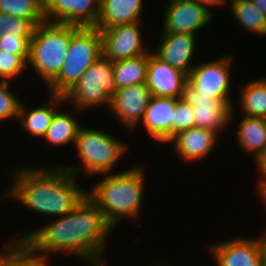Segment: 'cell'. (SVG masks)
<instances>
[{
  "mask_svg": "<svg viewBox=\"0 0 266 266\" xmlns=\"http://www.w3.org/2000/svg\"><path fill=\"white\" fill-rule=\"evenodd\" d=\"M71 40V24L44 21L35 27L27 68L34 69L47 86L65 62Z\"/></svg>",
  "mask_w": 266,
  "mask_h": 266,
  "instance_id": "obj_5",
  "label": "cell"
},
{
  "mask_svg": "<svg viewBox=\"0 0 266 266\" xmlns=\"http://www.w3.org/2000/svg\"><path fill=\"white\" fill-rule=\"evenodd\" d=\"M188 1L199 2L201 4L206 5L209 9L210 7H213V6L215 8V7H221L225 5V0H188Z\"/></svg>",
  "mask_w": 266,
  "mask_h": 266,
  "instance_id": "obj_34",
  "label": "cell"
},
{
  "mask_svg": "<svg viewBox=\"0 0 266 266\" xmlns=\"http://www.w3.org/2000/svg\"><path fill=\"white\" fill-rule=\"evenodd\" d=\"M35 27L29 20L7 15V35H16L18 38H32Z\"/></svg>",
  "mask_w": 266,
  "mask_h": 266,
  "instance_id": "obj_32",
  "label": "cell"
},
{
  "mask_svg": "<svg viewBox=\"0 0 266 266\" xmlns=\"http://www.w3.org/2000/svg\"><path fill=\"white\" fill-rule=\"evenodd\" d=\"M27 63L18 55L0 51V81H10L23 75ZM21 74V75H20Z\"/></svg>",
  "mask_w": 266,
  "mask_h": 266,
  "instance_id": "obj_29",
  "label": "cell"
},
{
  "mask_svg": "<svg viewBox=\"0 0 266 266\" xmlns=\"http://www.w3.org/2000/svg\"><path fill=\"white\" fill-rule=\"evenodd\" d=\"M73 146L81 163L79 166L68 164L65 168L77 177L82 172L85 176L112 173L111 170L129 149L126 142L114 138L109 132L84 126H81Z\"/></svg>",
  "mask_w": 266,
  "mask_h": 266,
  "instance_id": "obj_4",
  "label": "cell"
},
{
  "mask_svg": "<svg viewBox=\"0 0 266 266\" xmlns=\"http://www.w3.org/2000/svg\"><path fill=\"white\" fill-rule=\"evenodd\" d=\"M236 131L237 144L244 152L253 153L256 161L266 151V119L243 116Z\"/></svg>",
  "mask_w": 266,
  "mask_h": 266,
  "instance_id": "obj_21",
  "label": "cell"
},
{
  "mask_svg": "<svg viewBox=\"0 0 266 266\" xmlns=\"http://www.w3.org/2000/svg\"><path fill=\"white\" fill-rule=\"evenodd\" d=\"M144 168L137 165L118 173L102 174L104 179L95 182L89 191L87 189V196L100 208L114 230L124 219L141 217L146 182Z\"/></svg>",
  "mask_w": 266,
  "mask_h": 266,
  "instance_id": "obj_3",
  "label": "cell"
},
{
  "mask_svg": "<svg viewBox=\"0 0 266 266\" xmlns=\"http://www.w3.org/2000/svg\"><path fill=\"white\" fill-rule=\"evenodd\" d=\"M230 56V57H229ZM219 59L195 63L188 74V84L198 91V95L209 96L220 102H233L231 100V55L218 57Z\"/></svg>",
  "mask_w": 266,
  "mask_h": 266,
  "instance_id": "obj_8",
  "label": "cell"
},
{
  "mask_svg": "<svg viewBox=\"0 0 266 266\" xmlns=\"http://www.w3.org/2000/svg\"><path fill=\"white\" fill-rule=\"evenodd\" d=\"M259 200L261 201V203L263 204V206L266 207V192L259 198ZM264 231L266 232V227H265V230Z\"/></svg>",
  "mask_w": 266,
  "mask_h": 266,
  "instance_id": "obj_39",
  "label": "cell"
},
{
  "mask_svg": "<svg viewBox=\"0 0 266 266\" xmlns=\"http://www.w3.org/2000/svg\"><path fill=\"white\" fill-rule=\"evenodd\" d=\"M151 96L146 83L123 87L111 98L108 110L131 134L144 117Z\"/></svg>",
  "mask_w": 266,
  "mask_h": 266,
  "instance_id": "obj_13",
  "label": "cell"
},
{
  "mask_svg": "<svg viewBox=\"0 0 266 266\" xmlns=\"http://www.w3.org/2000/svg\"><path fill=\"white\" fill-rule=\"evenodd\" d=\"M0 13L29 20L35 26L46 21L44 0H0Z\"/></svg>",
  "mask_w": 266,
  "mask_h": 266,
  "instance_id": "obj_26",
  "label": "cell"
},
{
  "mask_svg": "<svg viewBox=\"0 0 266 266\" xmlns=\"http://www.w3.org/2000/svg\"><path fill=\"white\" fill-rule=\"evenodd\" d=\"M188 75L149 52L146 85L156 97L183 98Z\"/></svg>",
  "mask_w": 266,
  "mask_h": 266,
  "instance_id": "obj_15",
  "label": "cell"
},
{
  "mask_svg": "<svg viewBox=\"0 0 266 266\" xmlns=\"http://www.w3.org/2000/svg\"><path fill=\"white\" fill-rule=\"evenodd\" d=\"M113 231L103 212L86 195L69 213L14 240L23 242L38 256L48 258L61 252L91 266H105L104 251Z\"/></svg>",
  "mask_w": 266,
  "mask_h": 266,
  "instance_id": "obj_1",
  "label": "cell"
},
{
  "mask_svg": "<svg viewBox=\"0 0 266 266\" xmlns=\"http://www.w3.org/2000/svg\"><path fill=\"white\" fill-rule=\"evenodd\" d=\"M255 165L258 169V174L261 175L258 177L256 182V194L257 198H260L266 192V151L256 160Z\"/></svg>",
  "mask_w": 266,
  "mask_h": 266,
  "instance_id": "obj_33",
  "label": "cell"
},
{
  "mask_svg": "<svg viewBox=\"0 0 266 266\" xmlns=\"http://www.w3.org/2000/svg\"><path fill=\"white\" fill-rule=\"evenodd\" d=\"M47 21L96 26L100 0H44Z\"/></svg>",
  "mask_w": 266,
  "mask_h": 266,
  "instance_id": "obj_14",
  "label": "cell"
},
{
  "mask_svg": "<svg viewBox=\"0 0 266 266\" xmlns=\"http://www.w3.org/2000/svg\"><path fill=\"white\" fill-rule=\"evenodd\" d=\"M262 266H266V232H264V243L262 248Z\"/></svg>",
  "mask_w": 266,
  "mask_h": 266,
  "instance_id": "obj_38",
  "label": "cell"
},
{
  "mask_svg": "<svg viewBox=\"0 0 266 266\" xmlns=\"http://www.w3.org/2000/svg\"><path fill=\"white\" fill-rule=\"evenodd\" d=\"M218 138L219 135L212 130L193 127L176 134L169 143L170 146L173 145V151L185 164L196 163L215 152Z\"/></svg>",
  "mask_w": 266,
  "mask_h": 266,
  "instance_id": "obj_17",
  "label": "cell"
},
{
  "mask_svg": "<svg viewBox=\"0 0 266 266\" xmlns=\"http://www.w3.org/2000/svg\"><path fill=\"white\" fill-rule=\"evenodd\" d=\"M183 98L192 105L194 127L209 129L219 135L230 126L235 117L232 102H220L209 96L198 95V91L188 83L185 85Z\"/></svg>",
  "mask_w": 266,
  "mask_h": 266,
  "instance_id": "obj_10",
  "label": "cell"
},
{
  "mask_svg": "<svg viewBox=\"0 0 266 266\" xmlns=\"http://www.w3.org/2000/svg\"><path fill=\"white\" fill-rule=\"evenodd\" d=\"M70 112V109L61 110V108L55 113L52 118L51 124L43 137V140L47 144H51L54 147H62L66 144H74L78 132L81 128L80 123L77 120V117ZM75 116V117H74ZM79 123V124H78Z\"/></svg>",
  "mask_w": 266,
  "mask_h": 266,
  "instance_id": "obj_23",
  "label": "cell"
},
{
  "mask_svg": "<svg viewBox=\"0 0 266 266\" xmlns=\"http://www.w3.org/2000/svg\"><path fill=\"white\" fill-rule=\"evenodd\" d=\"M194 115L192 105L184 98H177L175 110L173 112V137L189 128L194 127Z\"/></svg>",
  "mask_w": 266,
  "mask_h": 266,
  "instance_id": "obj_30",
  "label": "cell"
},
{
  "mask_svg": "<svg viewBox=\"0 0 266 266\" xmlns=\"http://www.w3.org/2000/svg\"><path fill=\"white\" fill-rule=\"evenodd\" d=\"M163 17L162 32L195 34L213 20L204 4L188 0H169Z\"/></svg>",
  "mask_w": 266,
  "mask_h": 266,
  "instance_id": "obj_11",
  "label": "cell"
},
{
  "mask_svg": "<svg viewBox=\"0 0 266 266\" xmlns=\"http://www.w3.org/2000/svg\"><path fill=\"white\" fill-rule=\"evenodd\" d=\"M11 82L0 81V121L17 120L21 104L20 97L11 90Z\"/></svg>",
  "mask_w": 266,
  "mask_h": 266,
  "instance_id": "obj_28",
  "label": "cell"
},
{
  "mask_svg": "<svg viewBox=\"0 0 266 266\" xmlns=\"http://www.w3.org/2000/svg\"><path fill=\"white\" fill-rule=\"evenodd\" d=\"M149 53L113 62V75L117 89L133 84H145Z\"/></svg>",
  "mask_w": 266,
  "mask_h": 266,
  "instance_id": "obj_24",
  "label": "cell"
},
{
  "mask_svg": "<svg viewBox=\"0 0 266 266\" xmlns=\"http://www.w3.org/2000/svg\"><path fill=\"white\" fill-rule=\"evenodd\" d=\"M143 0H100V13L96 23L98 29L119 24L141 22Z\"/></svg>",
  "mask_w": 266,
  "mask_h": 266,
  "instance_id": "obj_20",
  "label": "cell"
},
{
  "mask_svg": "<svg viewBox=\"0 0 266 266\" xmlns=\"http://www.w3.org/2000/svg\"><path fill=\"white\" fill-rule=\"evenodd\" d=\"M101 56L100 30L95 26L71 24V40L66 59L58 75L47 85L49 94L64 96Z\"/></svg>",
  "mask_w": 266,
  "mask_h": 266,
  "instance_id": "obj_6",
  "label": "cell"
},
{
  "mask_svg": "<svg viewBox=\"0 0 266 266\" xmlns=\"http://www.w3.org/2000/svg\"><path fill=\"white\" fill-rule=\"evenodd\" d=\"M261 237L236 236L227 241L210 244L209 253L217 266H262L264 231Z\"/></svg>",
  "mask_w": 266,
  "mask_h": 266,
  "instance_id": "obj_12",
  "label": "cell"
},
{
  "mask_svg": "<svg viewBox=\"0 0 266 266\" xmlns=\"http://www.w3.org/2000/svg\"><path fill=\"white\" fill-rule=\"evenodd\" d=\"M177 98L151 96L140 123L155 142L168 143L173 138V112Z\"/></svg>",
  "mask_w": 266,
  "mask_h": 266,
  "instance_id": "obj_18",
  "label": "cell"
},
{
  "mask_svg": "<svg viewBox=\"0 0 266 266\" xmlns=\"http://www.w3.org/2000/svg\"><path fill=\"white\" fill-rule=\"evenodd\" d=\"M49 102L43 106H38L28 110L25 102L21 101L18 119L20 126L25 132L37 138H43L51 124L55 113L60 109L61 104L65 105V98L61 95H48Z\"/></svg>",
  "mask_w": 266,
  "mask_h": 266,
  "instance_id": "obj_19",
  "label": "cell"
},
{
  "mask_svg": "<svg viewBox=\"0 0 266 266\" xmlns=\"http://www.w3.org/2000/svg\"><path fill=\"white\" fill-rule=\"evenodd\" d=\"M31 39L18 38L16 35H7V33H4L3 38L0 39V51L18 55L27 63Z\"/></svg>",
  "mask_w": 266,
  "mask_h": 266,
  "instance_id": "obj_31",
  "label": "cell"
},
{
  "mask_svg": "<svg viewBox=\"0 0 266 266\" xmlns=\"http://www.w3.org/2000/svg\"><path fill=\"white\" fill-rule=\"evenodd\" d=\"M1 250L3 251H0V266H6L8 261V243Z\"/></svg>",
  "mask_w": 266,
  "mask_h": 266,
  "instance_id": "obj_36",
  "label": "cell"
},
{
  "mask_svg": "<svg viewBox=\"0 0 266 266\" xmlns=\"http://www.w3.org/2000/svg\"><path fill=\"white\" fill-rule=\"evenodd\" d=\"M50 259L34 254L23 242L8 243L6 266H49Z\"/></svg>",
  "mask_w": 266,
  "mask_h": 266,
  "instance_id": "obj_27",
  "label": "cell"
},
{
  "mask_svg": "<svg viewBox=\"0 0 266 266\" xmlns=\"http://www.w3.org/2000/svg\"><path fill=\"white\" fill-rule=\"evenodd\" d=\"M257 9L266 15V0H250Z\"/></svg>",
  "mask_w": 266,
  "mask_h": 266,
  "instance_id": "obj_37",
  "label": "cell"
},
{
  "mask_svg": "<svg viewBox=\"0 0 266 266\" xmlns=\"http://www.w3.org/2000/svg\"><path fill=\"white\" fill-rule=\"evenodd\" d=\"M64 166H21L12 173L8 171L13 181L3 197L17 200L22 206L43 216L56 218L69 213L87 195V190L79 186L78 177Z\"/></svg>",
  "mask_w": 266,
  "mask_h": 266,
  "instance_id": "obj_2",
  "label": "cell"
},
{
  "mask_svg": "<svg viewBox=\"0 0 266 266\" xmlns=\"http://www.w3.org/2000/svg\"><path fill=\"white\" fill-rule=\"evenodd\" d=\"M161 41L153 52L162 61L170 66L189 74L195 66L190 63L196 54L198 34L162 32ZM197 36V37H196Z\"/></svg>",
  "mask_w": 266,
  "mask_h": 266,
  "instance_id": "obj_16",
  "label": "cell"
},
{
  "mask_svg": "<svg viewBox=\"0 0 266 266\" xmlns=\"http://www.w3.org/2000/svg\"><path fill=\"white\" fill-rule=\"evenodd\" d=\"M140 23L119 24L99 29L102 39V55L115 62L149 53L150 49L144 46Z\"/></svg>",
  "mask_w": 266,
  "mask_h": 266,
  "instance_id": "obj_9",
  "label": "cell"
},
{
  "mask_svg": "<svg viewBox=\"0 0 266 266\" xmlns=\"http://www.w3.org/2000/svg\"><path fill=\"white\" fill-rule=\"evenodd\" d=\"M239 87L238 108L242 115L266 119V77L252 79Z\"/></svg>",
  "mask_w": 266,
  "mask_h": 266,
  "instance_id": "obj_22",
  "label": "cell"
},
{
  "mask_svg": "<svg viewBox=\"0 0 266 266\" xmlns=\"http://www.w3.org/2000/svg\"><path fill=\"white\" fill-rule=\"evenodd\" d=\"M7 26V15L0 13V39L3 38L4 33H6Z\"/></svg>",
  "mask_w": 266,
  "mask_h": 266,
  "instance_id": "obj_35",
  "label": "cell"
},
{
  "mask_svg": "<svg viewBox=\"0 0 266 266\" xmlns=\"http://www.w3.org/2000/svg\"><path fill=\"white\" fill-rule=\"evenodd\" d=\"M228 5L234 20L241 28L258 36H266V15L262 13L250 0H234Z\"/></svg>",
  "mask_w": 266,
  "mask_h": 266,
  "instance_id": "obj_25",
  "label": "cell"
},
{
  "mask_svg": "<svg viewBox=\"0 0 266 266\" xmlns=\"http://www.w3.org/2000/svg\"><path fill=\"white\" fill-rule=\"evenodd\" d=\"M226 1H227V3H230V2H232V1H234V0H225V4H226ZM229 1V2H228Z\"/></svg>",
  "mask_w": 266,
  "mask_h": 266,
  "instance_id": "obj_40",
  "label": "cell"
},
{
  "mask_svg": "<svg viewBox=\"0 0 266 266\" xmlns=\"http://www.w3.org/2000/svg\"><path fill=\"white\" fill-rule=\"evenodd\" d=\"M117 87L113 75V62L103 55L83 73L76 85L65 95L66 104L75 111L90 110L100 106H110ZM68 102V103H67ZM105 104V105H104Z\"/></svg>",
  "mask_w": 266,
  "mask_h": 266,
  "instance_id": "obj_7",
  "label": "cell"
}]
</instances>
